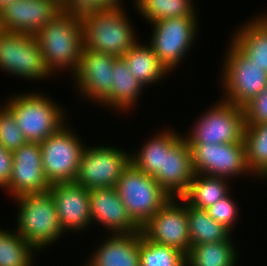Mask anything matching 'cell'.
Wrapping results in <instances>:
<instances>
[{"mask_svg": "<svg viewBox=\"0 0 267 266\" xmlns=\"http://www.w3.org/2000/svg\"><path fill=\"white\" fill-rule=\"evenodd\" d=\"M34 36L51 74L76 72L84 47L81 17L61 11Z\"/></svg>", "mask_w": 267, "mask_h": 266, "instance_id": "1", "label": "cell"}, {"mask_svg": "<svg viewBox=\"0 0 267 266\" xmlns=\"http://www.w3.org/2000/svg\"><path fill=\"white\" fill-rule=\"evenodd\" d=\"M123 8L107 7L81 17L85 48L122 57L139 40Z\"/></svg>", "mask_w": 267, "mask_h": 266, "instance_id": "2", "label": "cell"}, {"mask_svg": "<svg viewBox=\"0 0 267 266\" xmlns=\"http://www.w3.org/2000/svg\"><path fill=\"white\" fill-rule=\"evenodd\" d=\"M19 206L16 232L37 252L53 244L63 230L59 222L52 194H25L15 197Z\"/></svg>", "mask_w": 267, "mask_h": 266, "instance_id": "3", "label": "cell"}, {"mask_svg": "<svg viewBox=\"0 0 267 266\" xmlns=\"http://www.w3.org/2000/svg\"><path fill=\"white\" fill-rule=\"evenodd\" d=\"M44 95L35 92L11 95L5 103L27 142L41 143L66 124L62 107Z\"/></svg>", "mask_w": 267, "mask_h": 266, "instance_id": "4", "label": "cell"}, {"mask_svg": "<svg viewBox=\"0 0 267 266\" xmlns=\"http://www.w3.org/2000/svg\"><path fill=\"white\" fill-rule=\"evenodd\" d=\"M116 190L128 215L140 228L171 198L152 176L131 162L122 172Z\"/></svg>", "mask_w": 267, "mask_h": 266, "instance_id": "5", "label": "cell"}, {"mask_svg": "<svg viewBox=\"0 0 267 266\" xmlns=\"http://www.w3.org/2000/svg\"><path fill=\"white\" fill-rule=\"evenodd\" d=\"M230 43L220 75L226 95L223 100L243 108L266 88L267 72Z\"/></svg>", "mask_w": 267, "mask_h": 266, "instance_id": "6", "label": "cell"}, {"mask_svg": "<svg viewBox=\"0 0 267 266\" xmlns=\"http://www.w3.org/2000/svg\"><path fill=\"white\" fill-rule=\"evenodd\" d=\"M212 107V108H211ZM200 116L188 137L189 144L244 143L245 116L242 107L220 100Z\"/></svg>", "mask_w": 267, "mask_h": 266, "instance_id": "7", "label": "cell"}, {"mask_svg": "<svg viewBox=\"0 0 267 266\" xmlns=\"http://www.w3.org/2000/svg\"><path fill=\"white\" fill-rule=\"evenodd\" d=\"M64 125L40 144L43 172L49 184L74 182L85 148L77 132Z\"/></svg>", "mask_w": 267, "mask_h": 266, "instance_id": "8", "label": "cell"}, {"mask_svg": "<svg viewBox=\"0 0 267 266\" xmlns=\"http://www.w3.org/2000/svg\"><path fill=\"white\" fill-rule=\"evenodd\" d=\"M0 69L25 80L52 76L34 35L0 30Z\"/></svg>", "mask_w": 267, "mask_h": 266, "instance_id": "9", "label": "cell"}, {"mask_svg": "<svg viewBox=\"0 0 267 266\" xmlns=\"http://www.w3.org/2000/svg\"><path fill=\"white\" fill-rule=\"evenodd\" d=\"M151 24L153 32L149 44L159 61L171 72L195 43L197 17L165 18Z\"/></svg>", "mask_w": 267, "mask_h": 266, "instance_id": "10", "label": "cell"}, {"mask_svg": "<svg viewBox=\"0 0 267 266\" xmlns=\"http://www.w3.org/2000/svg\"><path fill=\"white\" fill-rule=\"evenodd\" d=\"M130 164V153L109 146L84 148L75 183L86 189L116 187L124 169Z\"/></svg>", "mask_w": 267, "mask_h": 266, "instance_id": "11", "label": "cell"}, {"mask_svg": "<svg viewBox=\"0 0 267 266\" xmlns=\"http://www.w3.org/2000/svg\"><path fill=\"white\" fill-rule=\"evenodd\" d=\"M177 199L184 205H180ZM141 232L151 242L176 248L187 255L191 247L187 202L182 197H171L147 221Z\"/></svg>", "mask_w": 267, "mask_h": 266, "instance_id": "12", "label": "cell"}, {"mask_svg": "<svg viewBox=\"0 0 267 266\" xmlns=\"http://www.w3.org/2000/svg\"><path fill=\"white\" fill-rule=\"evenodd\" d=\"M189 147L195 173L226 179L252 174L247 165L244 143L189 144Z\"/></svg>", "mask_w": 267, "mask_h": 266, "instance_id": "13", "label": "cell"}, {"mask_svg": "<svg viewBox=\"0 0 267 266\" xmlns=\"http://www.w3.org/2000/svg\"><path fill=\"white\" fill-rule=\"evenodd\" d=\"M116 56L83 47L79 65L73 74L80 96L101 104L111 93ZM96 101V102H95Z\"/></svg>", "mask_w": 267, "mask_h": 266, "instance_id": "14", "label": "cell"}, {"mask_svg": "<svg viewBox=\"0 0 267 266\" xmlns=\"http://www.w3.org/2000/svg\"><path fill=\"white\" fill-rule=\"evenodd\" d=\"M61 12V0H17L0 11V30L35 35Z\"/></svg>", "mask_w": 267, "mask_h": 266, "instance_id": "15", "label": "cell"}, {"mask_svg": "<svg viewBox=\"0 0 267 266\" xmlns=\"http://www.w3.org/2000/svg\"><path fill=\"white\" fill-rule=\"evenodd\" d=\"M13 153L12 174L4 189L15 197L49 191L45 178L39 143L27 142Z\"/></svg>", "mask_w": 267, "mask_h": 266, "instance_id": "16", "label": "cell"}, {"mask_svg": "<svg viewBox=\"0 0 267 266\" xmlns=\"http://www.w3.org/2000/svg\"><path fill=\"white\" fill-rule=\"evenodd\" d=\"M195 176L191 148L181 134L164 150L163 171L154 179L170 195L182 197Z\"/></svg>", "mask_w": 267, "mask_h": 266, "instance_id": "17", "label": "cell"}, {"mask_svg": "<svg viewBox=\"0 0 267 266\" xmlns=\"http://www.w3.org/2000/svg\"><path fill=\"white\" fill-rule=\"evenodd\" d=\"M49 192L55 202L63 232H79L92 224L89 190L84 186L75 182L54 183L50 185Z\"/></svg>", "mask_w": 267, "mask_h": 266, "instance_id": "18", "label": "cell"}, {"mask_svg": "<svg viewBox=\"0 0 267 266\" xmlns=\"http://www.w3.org/2000/svg\"><path fill=\"white\" fill-rule=\"evenodd\" d=\"M91 221L102 224L111 234H131L141 228L128 215L116 187L89 190Z\"/></svg>", "mask_w": 267, "mask_h": 266, "instance_id": "19", "label": "cell"}, {"mask_svg": "<svg viewBox=\"0 0 267 266\" xmlns=\"http://www.w3.org/2000/svg\"><path fill=\"white\" fill-rule=\"evenodd\" d=\"M141 231L111 234L93 252L85 266H140Z\"/></svg>", "mask_w": 267, "mask_h": 266, "instance_id": "20", "label": "cell"}, {"mask_svg": "<svg viewBox=\"0 0 267 266\" xmlns=\"http://www.w3.org/2000/svg\"><path fill=\"white\" fill-rule=\"evenodd\" d=\"M259 17L242 24L240 30L233 34L231 42L250 62L267 72V14Z\"/></svg>", "mask_w": 267, "mask_h": 266, "instance_id": "21", "label": "cell"}, {"mask_svg": "<svg viewBox=\"0 0 267 266\" xmlns=\"http://www.w3.org/2000/svg\"><path fill=\"white\" fill-rule=\"evenodd\" d=\"M145 87L133 76L122 57L115 58L113 84L110 95L101 103L111 111L131 110L140 98Z\"/></svg>", "mask_w": 267, "mask_h": 266, "instance_id": "22", "label": "cell"}, {"mask_svg": "<svg viewBox=\"0 0 267 266\" xmlns=\"http://www.w3.org/2000/svg\"><path fill=\"white\" fill-rule=\"evenodd\" d=\"M139 43L140 41H137L122 56L128 69L143 86L163 80L169 71L159 61L149 43L148 45Z\"/></svg>", "mask_w": 267, "mask_h": 266, "instance_id": "23", "label": "cell"}, {"mask_svg": "<svg viewBox=\"0 0 267 266\" xmlns=\"http://www.w3.org/2000/svg\"><path fill=\"white\" fill-rule=\"evenodd\" d=\"M178 133V134H177ZM179 136V132L166 129L146 140L137 153L130 154V162L153 178L163 171L164 150ZM135 153V154H134Z\"/></svg>", "mask_w": 267, "mask_h": 266, "instance_id": "24", "label": "cell"}, {"mask_svg": "<svg viewBox=\"0 0 267 266\" xmlns=\"http://www.w3.org/2000/svg\"><path fill=\"white\" fill-rule=\"evenodd\" d=\"M228 182L226 178L195 173L182 198L192 207L206 209L229 194Z\"/></svg>", "mask_w": 267, "mask_h": 266, "instance_id": "25", "label": "cell"}, {"mask_svg": "<svg viewBox=\"0 0 267 266\" xmlns=\"http://www.w3.org/2000/svg\"><path fill=\"white\" fill-rule=\"evenodd\" d=\"M232 241L231 237L228 241L191 246L186 255L187 266H235L237 248Z\"/></svg>", "mask_w": 267, "mask_h": 266, "instance_id": "26", "label": "cell"}, {"mask_svg": "<svg viewBox=\"0 0 267 266\" xmlns=\"http://www.w3.org/2000/svg\"><path fill=\"white\" fill-rule=\"evenodd\" d=\"M190 245L228 241L232 233L208 215L205 209H198L187 203Z\"/></svg>", "mask_w": 267, "mask_h": 266, "instance_id": "27", "label": "cell"}, {"mask_svg": "<svg viewBox=\"0 0 267 266\" xmlns=\"http://www.w3.org/2000/svg\"><path fill=\"white\" fill-rule=\"evenodd\" d=\"M243 141L247 165L253 177L267 179V122L246 125Z\"/></svg>", "mask_w": 267, "mask_h": 266, "instance_id": "28", "label": "cell"}, {"mask_svg": "<svg viewBox=\"0 0 267 266\" xmlns=\"http://www.w3.org/2000/svg\"><path fill=\"white\" fill-rule=\"evenodd\" d=\"M135 7L150 23L175 17H197L192 0H134Z\"/></svg>", "mask_w": 267, "mask_h": 266, "instance_id": "29", "label": "cell"}, {"mask_svg": "<svg viewBox=\"0 0 267 266\" xmlns=\"http://www.w3.org/2000/svg\"><path fill=\"white\" fill-rule=\"evenodd\" d=\"M35 251L18 232L0 228V266H32Z\"/></svg>", "mask_w": 267, "mask_h": 266, "instance_id": "30", "label": "cell"}, {"mask_svg": "<svg viewBox=\"0 0 267 266\" xmlns=\"http://www.w3.org/2000/svg\"><path fill=\"white\" fill-rule=\"evenodd\" d=\"M140 266H187L186 254L180 250L148 240L141 232Z\"/></svg>", "mask_w": 267, "mask_h": 266, "instance_id": "31", "label": "cell"}, {"mask_svg": "<svg viewBox=\"0 0 267 266\" xmlns=\"http://www.w3.org/2000/svg\"><path fill=\"white\" fill-rule=\"evenodd\" d=\"M27 141L18 126L13 113L6 107H0V144L11 152L19 149Z\"/></svg>", "mask_w": 267, "mask_h": 266, "instance_id": "32", "label": "cell"}, {"mask_svg": "<svg viewBox=\"0 0 267 266\" xmlns=\"http://www.w3.org/2000/svg\"><path fill=\"white\" fill-rule=\"evenodd\" d=\"M232 199L229 193L226 197L205 209L210 217L227 228L231 233L238 216V205Z\"/></svg>", "mask_w": 267, "mask_h": 266, "instance_id": "33", "label": "cell"}, {"mask_svg": "<svg viewBox=\"0 0 267 266\" xmlns=\"http://www.w3.org/2000/svg\"><path fill=\"white\" fill-rule=\"evenodd\" d=\"M246 125H257L267 122V86L244 107Z\"/></svg>", "mask_w": 267, "mask_h": 266, "instance_id": "34", "label": "cell"}, {"mask_svg": "<svg viewBox=\"0 0 267 266\" xmlns=\"http://www.w3.org/2000/svg\"><path fill=\"white\" fill-rule=\"evenodd\" d=\"M105 8L100 0H61V11L79 17Z\"/></svg>", "mask_w": 267, "mask_h": 266, "instance_id": "35", "label": "cell"}, {"mask_svg": "<svg viewBox=\"0 0 267 266\" xmlns=\"http://www.w3.org/2000/svg\"><path fill=\"white\" fill-rule=\"evenodd\" d=\"M13 153L0 144V188L5 189L12 174Z\"/></svg>", "mask_w": 267, "mask_h": 266, "instance_id": "36", "label": "cell"}, {"mask_svg": "<svg viewBox=\"0 0 267 266\" xmlns=\"http://www.w3.org/2000/svg\"><path fill=\"white\" fill-rule=\"evenodd\" d=\"M106 7H122L123 0H100Z\"/></svg>", "mask_w": 267, "mask_h": 266, "instance_id": "37", "label": "cell"}, {"mask_svg": "<svg viewBox=\"0 0 267 266\" xmlns=\"http://www.w3.org/2000/svg\"><path fill=\"white\" fill-rule=\"evenodd\" d=\"M17 0H0V11L3 10L6 6Z\"/></svg>", "mask_w": 267, "mask_h": 266, "instance_id": "38", "label": "cell"}]
</instances>
